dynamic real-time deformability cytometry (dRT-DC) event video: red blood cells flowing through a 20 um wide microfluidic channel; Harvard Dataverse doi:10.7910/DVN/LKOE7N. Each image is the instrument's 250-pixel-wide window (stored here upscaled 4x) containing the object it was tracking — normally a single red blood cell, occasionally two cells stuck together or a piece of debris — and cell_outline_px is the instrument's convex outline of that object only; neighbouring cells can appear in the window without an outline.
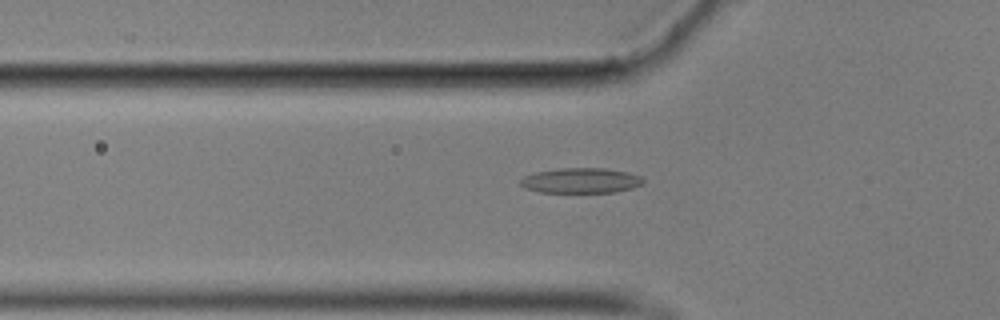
{"species": "common noctule bat (a hibernating species)", "species_latin": "Nyctalus noctula", "temperature_condition": "cold", "stored_images_in_passage": 40, "camera_frame_rate_fps": 3000, "um_per_image_px": 0.085, "animal": {"sex": "male", "body_mass_g": 17.9}, "frame": {"image": 1, "passage_image": 3, "time_ms": 0.667, "image_size_px": [1000, 320], "cell_outline_px": [[644, 180], [640, 184], [632, 188], [612, 192], [540, 192], [524, 188], [520, 184], [520, 180], [524, 176], [536, 172], [560, 168], [604, 168], [628, 172], [640, 176]], "centroid_in_image_um": [49.35, 15.34], "position_along_channel_um": 76.5, "area_um2": 17.86}}
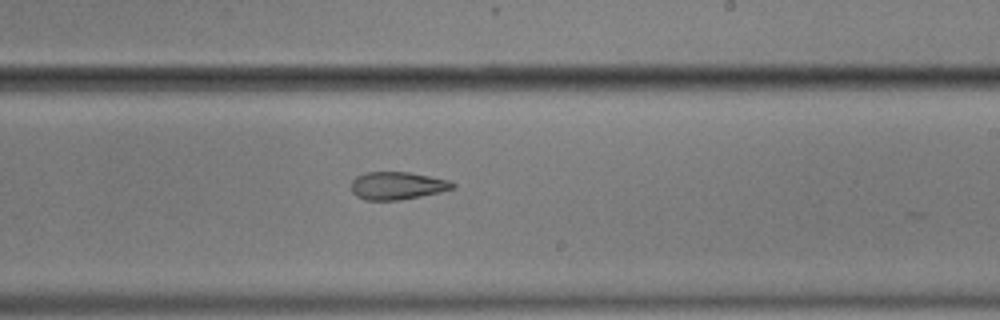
{"frame": {"image": 2, "passage_image": 18, "time_ms": 5.667, "image_size_px": [1000, 320], "cell_outline_px": [[456, 188], [440, 192], [400, 200], [364, 200], [356, 196], [352, 192], [352, 180], [356, 176], [368, 172], [408, 172], [448, 180], [456, 184]], "centroid_in_image_um": [33.76, 15.79], "position_along_channel_um": 255.2, "area_um2": 16.36}}
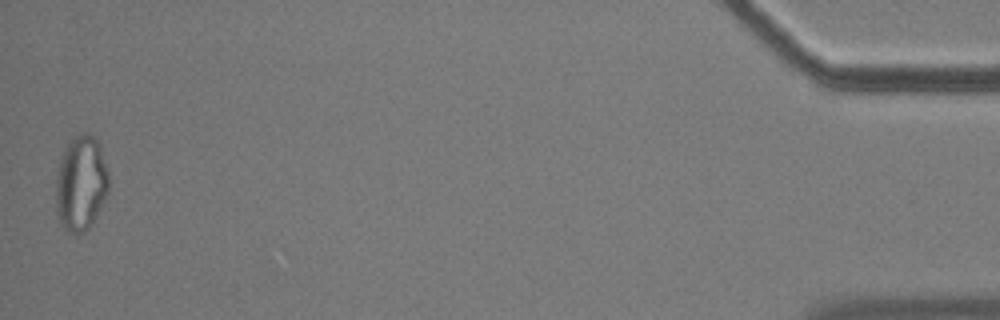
{"frame": {"image": 3, "passage_image": 40, "time_ms": 13.0, "image_size_px": [1000, 320], "cell_outline_px": [[108, 192], [104, 200], [88, 228], [84, 232], [76, 236], [64, 228], [60, 224], [56, 212], [56, 176], [60, 156], [64, 148], [80, 132], [88, 132], [96, 140], [100, 148], [108, 172]], "centroid_in_image_um": [6.85, 15.59], "position_along_channel_um": 428.4, "area_um2": 29.25}, "authors_computed_cell_mechanics": {"area_um2": 17.8313, "velocity_mm_per_s": 3.5593, "shape_relaxation_time_tau1_ms": null, "shape_relaxation_time_tau2_ms": 3.7803, "deformation_change_tau1": null, "deformation_change_tau2": 0.1118}}